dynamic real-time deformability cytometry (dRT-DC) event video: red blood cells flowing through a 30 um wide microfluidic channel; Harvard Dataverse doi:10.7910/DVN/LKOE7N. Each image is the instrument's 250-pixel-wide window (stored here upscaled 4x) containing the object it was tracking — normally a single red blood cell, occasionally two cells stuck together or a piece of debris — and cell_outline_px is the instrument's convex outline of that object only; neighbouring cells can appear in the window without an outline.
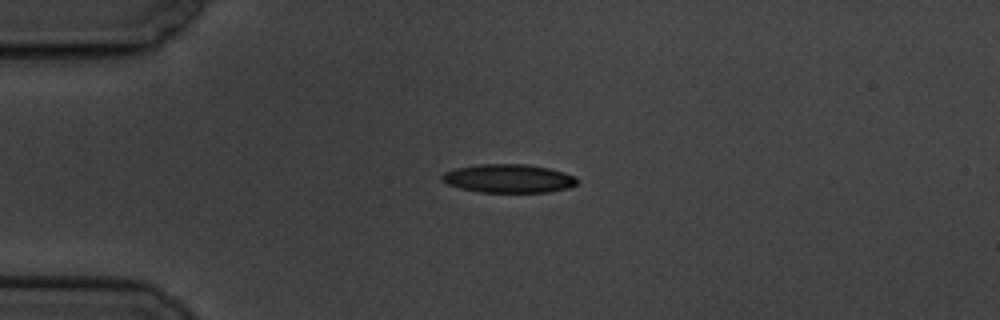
{"species": "common noctule bat (a hibernating species)", "species_latin": "Nyctalus noctula", "temperature_condition": "cold", "stored_images_in_passage": 5, "camera_frame_rate_fps": 3000, "um_per_image_px": 0.085, "animal": {"sex": "male", "body_mass_g": 19.5, "forearm_length_mm": 54.6}, "frame": {"image": 1, "passage_image": 4, "time_ms": 3.667, "image_size_px": [1000, 320], "cell_outline_px": [[576, 184], [572, 188], [548, 192], [480, 192], [460, 188], [448, 184], [440, 180], [440, 176], [444, 172], [456, 168], [480, 164], [528, 164], [548, 168], [564, 172], [576, 176]], "centroid_in_image_um": [43.23, 15.17], "position_along_channel_um": 41.8, "area_um2": 22.6}}